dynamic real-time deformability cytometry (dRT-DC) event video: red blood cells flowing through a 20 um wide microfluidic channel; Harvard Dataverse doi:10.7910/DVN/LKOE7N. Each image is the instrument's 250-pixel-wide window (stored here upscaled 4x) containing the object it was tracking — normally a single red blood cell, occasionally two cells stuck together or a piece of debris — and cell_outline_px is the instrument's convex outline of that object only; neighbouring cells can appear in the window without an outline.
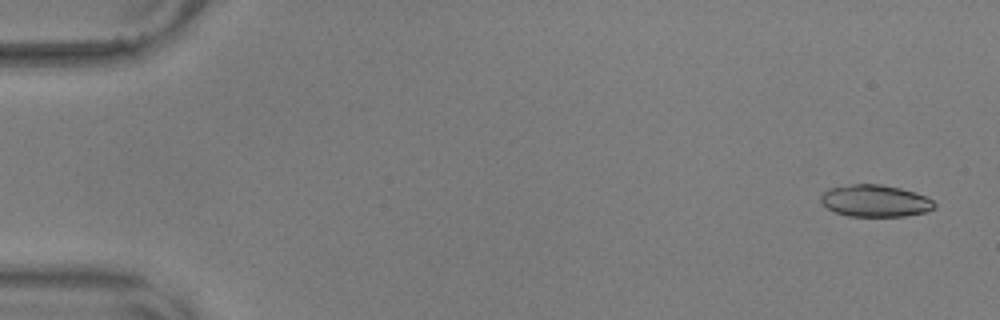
{"species": "common noctule bat (a hibernating species)", "species_latin": "Nyctalus noctula", "temperature_condition": "warm", "stored_images_in_passage": 11, "camera_frame_rate_fps": 3000, "um_per_image_px": 0.085, "animal": {"sex": "male", "body_mass_g": 17.9, "forearm_length_mm": 54.2}, "frame": {"image": 1, "passage_image": 3, "time_ms": 0.667, "image_size_px": [1000, 320], "cell_outline_px": [[936, 208], [928, 212], [904, 216], [848, 216], [836, 212], [828, 208], [820, 200], [820, 196], [828, 188], [852, 184], [880, 184], [900, 188], [924, 196], [932, 200], [936, 204]], "centroid_in_image_um": [74.4, 17.07], "position_along_channel_um": 10.6, "area_um2": 21.1}}